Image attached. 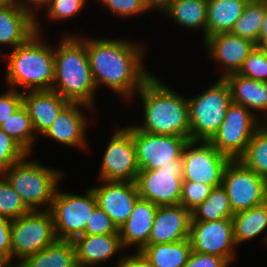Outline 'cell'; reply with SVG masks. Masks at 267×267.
Masks as SVG:
<instances>
[{"mask_svg": "<svg viewBox=\"0 0 267 267\" xmlns=\"http://www.w3.org/2000/svg\"><path fill=\"white\" fill-rule=\"evenodd\" d=\"M142 47L127 40L88 37L87 54L96 88L101 83L124 99L134 96L153 75L143 65Z\"/></svg>", "mask_w": 267, "mask_h": 267, "instance_id": "cell-1", "label": "cell"}, {"mask_svg": "<svg viewBox=\"0 0 267 267\" xmlns=\"http://www.w3.org/2000/svg\"><path fill=\"white\" fill-rule=\"evenodd\" d=\"M142 99L144 124L135 127L146 133L175 135L190 141L188 98L178 95L152 75L136 92Z\"/></svg>", "mask_w": 267, "mask_h": 267, "instance_id": "cell-2", "label": "cell"}, {"mask_svg": "<svg viewBox=\"0 0 267 267\" xmlns=\"http://www.w3.org/2000/svg\"><path fill=\"white\" fill-rule=\"evenodd\" d=\"M40 23L36 17V33L17 46L7 56L5 82L10 88H25L23 92L52 90L55 79L54 47L41 41Z\"/></svg>", "mask_w": 267, "mask_h": 267, "instance_id": "cell-3", "label": "cell"}, {"mask_svg": "<svg viewBox=\"0 0 267 267\" xmlns=\"http://www.w3.org/2000/svg\"><path fill=\"white\" fill-rule=\"evenodd\" d=\"M54 50L55 79L52 90L69 102L94 108L96 86L87 54V39L66 35Z\"/></svg>", "mask_w": 267, "mask_h": 267, "instance_id": "cell-4", "label": "cell"}, {"mask_svg": "<svg viewBox=\"0 0 267 267\" xmlns=\"http://www.w3.org/2000/svg\"><path fill=\"white\" fill-rule=\"evenodd\" d=\"M27 160L25 157L3 170L1 174L30 211L39 210L42 205H47L45 209L50 210L59 180L63 175L51 167Z\"/></svg>", "mask_w": 267, "mask_h": 267, "instance_id": "cell-5", "label": "cell"}, {"mask_svg": "<svg viewBox=\"0 0 267 267\" xmlns=\"http://www.w3.org/2000/svg\"><path fill=\"white\" fill-rule=\"evenodd\" d=\"M231 103L230 87L224 78L198 96L188 98L190 141H209L221 126Z\"/></svg>", "mask_w": 267, "mask_h": 267, "instance_id": "cell-6", "label": "cell"}, {"mask_svg": "<svg viewBox=\"0 0 267 267\" xmlns=\"http://www.w3.org/2000/svg\"><path fill=\"white\" fill-rule=\"evenodd\" d=\"M57 240L54 219L50 210L29 211L11 220L12 259L21 263Z\"/></svg>", "mask_w": 267, "mask_h": 267, "instance_id": "cell-7", "label": "cell"}, {"mask_svg": "<svg viewBox=\"0 0 267 267\" xmlns=\"http://www.w3.org/2000/svg\"><path fill=\"white\" fill-rule=\"evenodd\" d=\"M97 207L98 203L92 187L86 190L84 195L56 190L50 211L54 219L57 240L73 241L81 236Z\"/></svg>", "mask_w": 267, "mask_h": 267, "instance_id": "cell-8", "label": "cell"}, {"mask_svg": "<svg viewBox=\"0 0 267 267\" xmlns=\"http://www.w3.org/2000/svg\"><path fill=\"white\" fill-rule=\"evenodd\" d=\"M254 114L243 105L232 102L221 126L209 142L231 160L239 159L245 153L255 130L262 124Z\"/></svg>", "mask_w": 267, "mask_h": 267, "instance_id": "cell-9", "label": "cell"}, {"mask_svg": "<svg viewBox=\"0 0 267 267\" xmlns=\"http://www.w3.org/2000/svg\"><path fill=\"white\" fill-rule=\"evenodd\" d=\"M230 160L209 141H188L182 153L183 181L218 187Z\"/></svg>", "mask_w": 267, "mask_h": 267, "instance_id": "cell-10", "label": "cell"}, {"mask_svg": "<svg viewBox=\"0 0 267 267\" xmlns=\"http://www.w3.org/2000/svg\"><path fill=\"white\" fill-rule=\"evenodd\" d=\"M225 188L233 213L248 210L267 201V181L240 160H230L224 173Z\"/></svg>", "mask_w": 267, "mask_h": 267, "instance_id": "cell-11", "label": "cell"}, {"mask_svg": "<svg viewBox=\"0 0 267 267\" xmlns=\"http://www.w3.org/2000/svg\"><path fill=\"white\" fill-rule=\"evenodd\" d=\"M182 157L172 165L161 166L156 170H140L136 185L139 196L156 206L180 204L182 191Z\"/></svg>", "mask_w": 267, "mask_h": 267, "instance_id": "cell-12", "label": "cell"}, {"mask_svg": "<svg viewBox=\"0 0 267 267\" xmlns=\"http://www.w3.org/2000/svg\"><path fill=\"white\" fill-rule=\"evenodd\" d=\"M101 162L100 181L136 182L140 169L132 138V125L114 132Z\"/></svg>", "mask_w": 267, "mask_h": 267, "instance_id": "cell-13", "label": "cell"}, {"mask_svg": "<svg viewBox=\"0 0 267 267\" xmlns=\"http://www.w3.org/2000/svg\"><path fill=\"white\" fill-rule=\"evenodd\" d=\"M132 138L140 170H156L182 157L188 139L175 135L146 133L132 126Z\"/></svg>", "mask_w": 267, "mask_h": 267, "instance_id": "cell-14", "label": "cell"}, {"mask_svg": "<svg viewBox=\"0 0 267 267\" xmlns=\"http://www.w3.org/2000/svg\"><path fill=\"white\" fill-rule=\"evenodd\" d=\"M189 240L193 251L221 256L230 264L235 259L232 219L191 221Z\"/></svg>", "mask_w": 267, "mask_h": 267, "instance_id": "cell-15", "label": "cell"}, {"mask_svg": "<svg viewBox=\"0 0 267 267\" xmlns=\"http://www.w3.org/2000/svg\"><path fill=\"white\" fill-rule=\"evenodd\" d=\"M93 187L98 207L113 221L118 229L130 217L136 201L140 198L136 182L106 181Z\"/></svg>", "mask_w": 267, "mask_h": 267, "instance_id": "cell-16", "label": "cell"}, {"mask_svg": "<svg viewBox=\"0 0 267 267\" xmlns=\"http://www.w3.org/2000/svg\"><path fill=\"white\" fill-rule=\"evenodd\" d=\"M212 60L223 64L224 72L220 78L238 73L245 59L257 46L252 40L236 36L231 32L219 33L207 37L204 42Z\"/></svg>", "mask_w": 267, "mask_h": 267, "instance_id": "cell-17", "label": "cell"}, {"mask_svg": "<svg viewBox=\"0 0 267 267\" xmlns=\"http://www.w3.org/2000/svg\"><path fill=\"white\" fill-rule=\"evenodd\" d=\"M191 220V211L181 204L158 206L148 244L189 239Z\"/></svg>", "mask_w": 267, "mask_h": 267, "instance_id": "cell-18", "label": "cell"}, {"mask_svg": "<svg viewBox=\"0 0 267 267\" xmlns=\"http://www.w3.org/2000/svg\"><path fill=\"white\" fill-rule=\"evenodd\" d=\"M93 109L91 106L83 103L69 102L58 114L53 124L45 131L42 137H49L66 144L67 146H78L85 148L87 139L85 127L87 126L86 116L81 113L79 107Z\"/></svg>", "mask_w": 267, "mask_h": 267, "instance_id": "cell-19", "label": "cell"}, {"mask_svg": "<svg viewBox=\"0 0 267 267\" xmlns=\"http://www.w3.org/2000/svg\"><path fill=\"white\" fill-rule=\"evenodd\" d=\"M68 103L53 90L23 92V105L29 113L35 133L41 136Z\"/></svg>", "mask_w": 267, "mask_h": 267, "instance_id": "cell-20", "label": "cell"}, {"mask_svg": "<svg viewBox=\"0 0 267 267\" xmlns=\"http://www.w3.org/2000/svg\"><path fill=\"white\" fill-rule=\"evenodd\" d=\"M36 33V18L23 10L16 1L0 8V44L12 49L25 43Z\"/></svg>", "mask_w": 267, "mask_h": 267, "instance_id": "cell-21", "label": "cell"}, {"mask_svg": "<svg viewBox=\"0 0 267 267\" xmlns=\"http://www.w3.org/2000/svg\"><path fill=\"white\" fill-rule=\"evenodd\" d=\"M157 208L148 200L139 198L136 201L130 217L119 229L123 247L136 244V251H142L148 245Z\"/></svg>", "mask_w": 267, "mask_h": 267, "instance_id": "cell-22", "label": "cell"}, {"mask_svg": "<svg viewBox=\"0 0 267 267\" xmlns=\"http://www.w3.org/2000/svg\"><path fill=\"white\" fill-rule=\"evenodd\" d=\"M72 242L79 267L104 263L124 248L120 234L81 235Z\"/></svg>", "mask_w": 267, "mask_h": 267, "instance_id": "cell-23", "label": "cell"}, {"mask_svg": "<svg viewBox=\"0 0 267 267\" xmlns=\"http://www.w3.org/2000/svg\"><path fill=\"white\" fill-rule=\"evenodd\" d=\"M231 91L232 102L243 105L253 113L265 112L267 116V82L257 81L233 73L224 78ZM255 110V111H253Z\"/></svg>", "mask_w": 267, "mask_h": 267, "instance_id": "cell-24", "label": "cell"}, {"mask_svg": "<svg viewBox=\"0 0 267 267\" xmlns=\"http://www.w3.org/2000/svg\"><path fill=\"white\" fill-rule=\"evenodd\" d=\"M249 0H207V37L231 32Z\"/></svg>", "mask_w": 267, "mask_h": 267, "instance_id": "cell-25", "label": "cell"}, {"mask_svg": "<svg viewBox=\"0 0 267 267\" xmlns=\"http://www.w3.org/2000/svg\"><path fill=\"white\" fill-rule=\"evenodd\" d=\"M15 267H79L72 241L56 240L45 249L28 256Z\"/></svg>", "mask_w": 267, "mask_h": 267, "instance_id": "cell-26", "label": "cell"}, {"mask_svg": "<svg viewBox=\"0 0 267 267\" xmlns=\"http://www.w3.org/2000/svg\"><path fill=\"white\" fill-rule=\"evenodd\" d=\"M164 12L184 28L202 29L207 38V0H175Z\"/></svg>", "mask_w": 267, "mask_h": 267, "instance_id": "cell-27", "label": "cell"}, {"mask_svg": "<svg viewBox=\"0 0 267 267\" xmlns=\"http://www.w3.org/2000/svg\"><path fill=\"white\" fill-rule=\"evenodd\" d=\"M232 221L236 246L257 237L267 230V201L248 210L235 213ZM264 238L263 240L267 244V236Z\"/></svg>", "mask_w": 267, "mask_h": 267, "instance_id": "cell-28", "label": "cell"}, {"mask_svg": "<svg viewBox=\"0 0 267 267\" xmlns=\"http://www.w3.org/2000/svg\"><path fill=\"white\" fill-rule=\"evenodd\" d=\"M192 251L189 239L175 243L148 244L141 252L157 267H183Z\"/></svg>", "mask_w": 267, "mask_h": 267, "instance_id": "cell-29", "label": "cell"}, {"mask_svg": "<svg viewBox=\"0 0 267 267\" xmlns=\"http://www.w3.org/2000/svg\"><path fill=\"white\" fill-rule=\"evenodd\" d=\"M232 211L225 188L220 185L214 187L207 199L191 211V221H217L232 219Z\"/></svg>", "mask_w": 267, "mask_h": 267, "instance_id": "cell-30", "label": "cell"}, {"mask_svg": "<svg viewBox=\"0 0 267 267\" xmlns=\"http://www.w3.org/2000/svg\"><path fill=\"white\" fill-rule=\"evenodd\" d=\"M265 9L266 0H249L231 33L258 44L260 42V28L263 23Z\"/></svg>", "mask_w": 267, "mask_h": 267, "instance_id": "cell-31", "label": "cell"}, {"mask_svg": "<svg viewBox=\"0 0 267 267\" xmlns=\"http://www.w3.org/2000/svg\"><path fill=\"white\" fill-rule=\"evenodd\" d=\"M0 128L16 141L29 155L36 140L31 118L24 105L15 111Z\"/></svg>", "mask_w": 267, "mask_h": 267, "instance_id": "cell-32", "label": "cell"}, {"mask_svg": "<svg viewBox=\"0 0 267 267\" xmlns=\"http://www.w3.org/2000/svg\"><path fill=\"white\" fill-rule=\"evenodd\" d=\"M238 160L267 181V127L265 125L261 124L255 130L245 153Z\"/></svg>", "mask_w": 267, "mask_h": 267, "instance_id": "cell-33", "label": "cell"}, {"mask_svg": "<svg viewBox=\"0 0 267 267\" xmlns=\"http://www.w3.org/2000/svg\"><path fill=\"white\" fill-rule=\"evenodd\" d=\"M29 211L21 197L0 173V215L12 220L25 215Z\"/></svg>", "mask_w": 267, "mask_h": 267, "instance_id": "cell-34", "label": "cell"}, {"mask_svg": "<svg viewBox=\"0 0 267 267\" xmlns=\"http://www.w3.org/2000/svg\"><path fill=\"white\" fill-rule=\"evenodd\" d=\"M239 75L261 82H267V54L256 46L245 59Z\"/></svg>", "mask_w": 267, "mask_h": 267, "instance_id": "cell-35", "label": "cell"}, {"mask_svg": "<svg viewBox=\"0 0 267 267\" xmlns=\"http://www.w3.org/2000/svg\"><path fill=\"white\" fill-rule=\"evenodd\" d=\"M29 154L0 128V173Z\"/></svg>", "mask_w": 267, "mask_h": 267, "instance_id": "cell-36", "label": "cell"}, {"mask_svg": "<svg viewBox=\"0 0 267 267\" xmlns=\"http://www.w3.org/2000/svg\"><path fill=\"white\" fill-rule=\"evenodd\" d=\"M212 189V186L199 182L182 181L180 204L192 211L207 199Z\"/></svg>", "mask_w": 267, "mask_h": 267, "instance_id": "cell-37", "label": "cell"}, {"mask_svg": "<svg viewBox=\"0 0 267 267\" xmlns=\"http://www.w3.org/2000/svg\"><path fill=\"white\" fill-rule=\"evenodd\" d=\"M87 0H51L47 8V16L50 19L65 20L77 15L86 5Z\"/></svg>", "mask_w": 267, "mask_h": 267, "instance_id": "cell-38", "label": "cell"}, {"mask_svg": "<svg viewBox=\"0 0 267 267\" xmlns=\"http://www.w3.org/2000/svg\"><path fill=\"white\" fill-rule=\"evenodd\" d=\"M103 234H119V229L112 219L100 207H97L88 220L85 232L82 235Z\"/></svg>", "mask_w": 267, "mask_h": 267, "instance_id": "cell-39", "label": "cell"}, {"mask_svg": "<svg viewBox=\"0 0 267 267\" xmlns=\"http://www.w3.org/2000/svg\"><path fill=\"white\" fill-rule=\"evenodd\" d=\"M119 17H131L147 11L143 0H99Z\"/></svg>", "mask_w": 267, "mask_h": 267, "instance_id": "cell-40", "label": "cell"}, {"mask_svg": "<svg viewBox=\"0 0 267 267\" xmlns=\"http://www.w3.org/2000/svg\"><path fill=\"white\" fill-rule=\"evenodd\" d=\"M23 105V92L9 88L6 93L0 94V125Z\"/></svg>", "mask_w": 267, "mask_h": 267, "instance_id": "cell-41", "label": "cell"}, {"mask_svg": "<svg viewBox=\"0 0 267 267\" xmlns=\"http://www.w3.org/2000/svg\"><path fill=\"white\" fill-rule=\"evenodd\" d=\"M0 257L10 266L15 267L12 260L11 219L0 215Z\"/></svg>", "mask_w": 267, "mask_h": 267, "instance_id": "cell-42", "label": "cell"}, {"mask_svg": "<svg viewBox=\"0 0 267 267\" xmlns=\"http://www.w3.org/2000/svg\"><path fill=\"white\" fill-rule=\"evenodd\" d=\"M230 263L221 256L191 251L187 263L183 267H228Z\"/></svg>", "mask_w": 267, "mask_h": 267, "instance_id": "cell-43", "label": "cell"}, {"mask_svg": "<svg viewBox=\"0 0 267 267\" xmlns=\"http://www.w3.org/2000/svg\"><path fill=\"white\" fill-rule=\"evenodd\" d=\"M134 253L135 254L125 256L124 260L121 261V267H157L141 251H136Z\"/></svg>", "mask_w": 267, "mask_h": 267, "instance_id": "cell-44", "label": "cell"}, {"mask_svg": "<svg viewBox=\"0 0 267 267\" xmlns=\"http://www.w3.org/2000/svg\"><path fill=\"white\" fill-rule=\"evenodd\" d=\"M24 1V2H23ZM51 0H17L16 3L25 11L30 13L33 17L36 18V9H38L41 6H48L50 4ZM29 3H31L29 5ZM32 5V6H31ZM33 7V8H32ZM38 7V8H37Z\"/></svg>", "mask_w": 267, "mask_h": 267, "instance_id": "cell-45", "label": "cell"}, {"mask_svg": "<svg viewBox=\"0 0 267 267\" xmlns=\"http://www.w3.org/2000/svg\"><path fill=\"white\" fill-rule=\"evenodd\" d=\"M146 9H158L160 11H165L175 0H143Z\"/></svg>", "mask_w": 267, "mask_h": 267, "instance_id": "cell-46", "label": "cell"}, {"mask_svg": "<svg viewBox=\"0 0 267 267\" xmlns=\"http://www.w3.org/2000/svg\"><path fill=\"white\" fill-rule=\"evenodd\" d=\"M267 36V0H266V9H265V14L263 18V23L260 28V41Z\"/></svg>", "mask_w": 267, "mask_h": 267, "instance_id": "cell-47", "label": "cell"}, {"mask_svg": "<svg viewBox=\"0 0 267 267\" xmlns=\"http://www.w3.org/2000/svg\"><path fill=\"white\" fill-rule=\"evenodd\" d=\"M257 46L267 54V36L264 37L258 44Z\"/></svg>", "mask_w": 267, "mask_h": 267, "instance_id": "cell-48", "label": "cell"}, {"mask_svg": "<svg viewBox=\"0 0 267 267\" xmlns=\"http://www.w3.org/2000/svg\"><path fill=\"white\" fill-rule=\"evenodd\" d=\"M10 2H11L10 0H0V8L5 7Z\"/></svg>", "mask_w": 267, "mask_h": 267, "instance_id": "cell-49", "label": "cell"}, {"mask_svg": "<svg viewBox=\"0 0 267 267\" xmlns=\"http://www.w3.org/2000/svg\"><path fill=\"white\" fill-rule=\"evenodd\" d=\"M0 267H10V266L0 257Z\"/></svg>", "mask_w": 267, "mask_h": 267, "instance_id": "cell-50", "label": "cell"}, {"mask_svg": "<svg viewBox=\"0 0 267 267\" xmlns=\"http://www.w3.org/2000/svg\"><path fill=\"white\" fill-rule=\"evenodd\" d=\"M125 256H122L121 258H119V261L117 262V265L115 267H121L122 266V260H124Z\"/></svg>", "mask_w": 267, "mask_h": 267, "instance_id": "cell-51", "label": "cell"}, {"mask_svg": "<svg viewBox=\"0 0 267 267\" xmlns=\"http://www.w3.org/2000/svg\"><path fill=\"white\" fill-rule=\"evenodd\" d=\"M264 118H265L264 120H266V121H263L262 124L265 125V126L267 127V116L264 117Z\"/></svg>", "mask_w": 267, "mask_h": 267, "instance_id": "cell-52", "label": "cell"}]
</instances>
